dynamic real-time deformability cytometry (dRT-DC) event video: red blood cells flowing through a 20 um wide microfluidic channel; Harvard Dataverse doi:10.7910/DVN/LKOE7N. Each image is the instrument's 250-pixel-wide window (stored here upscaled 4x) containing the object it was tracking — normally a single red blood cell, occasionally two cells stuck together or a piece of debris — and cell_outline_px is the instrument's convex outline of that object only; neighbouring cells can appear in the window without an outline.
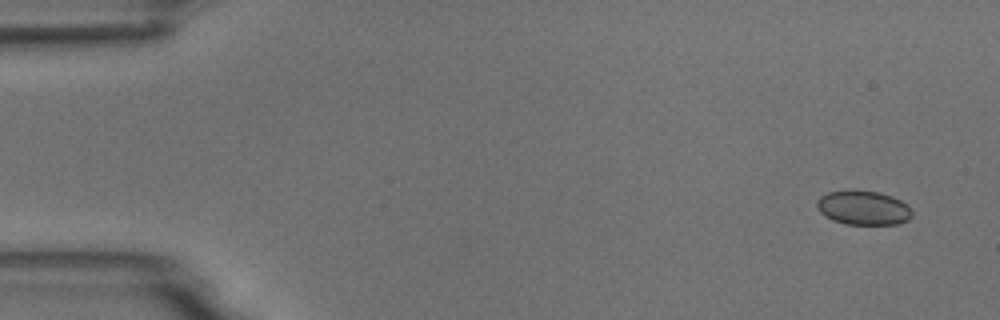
{"species": "common noctule bat (a hibernating species)", "species_latin": "Nyctalus noctula", "temperature_condition": "room temperature", "stored_images_in_passage": 4, "camera_frame_rate_fps": 3000, "um_per_image_px": 0.085, "animal": {"sex": "male", "body_mass_g": 18.8}, "frame": {"image": 1, "passage_image": 1, "time_ms": 0.0, "image_size_px": [1000, 320], "cell_outline_px": [[912, 216], [908, 220], [900, 224], [844, 224], [832, 220], [820, 212], [816, 208], [816, 200], [820, 196], [828, 192], [880, 192], [892, 196], [908, 204], [912, 212]], "centroid_in_image_um": [73.4, 17.69], "position_along_channel_um": 11.6, "area_um2": 18.79}}